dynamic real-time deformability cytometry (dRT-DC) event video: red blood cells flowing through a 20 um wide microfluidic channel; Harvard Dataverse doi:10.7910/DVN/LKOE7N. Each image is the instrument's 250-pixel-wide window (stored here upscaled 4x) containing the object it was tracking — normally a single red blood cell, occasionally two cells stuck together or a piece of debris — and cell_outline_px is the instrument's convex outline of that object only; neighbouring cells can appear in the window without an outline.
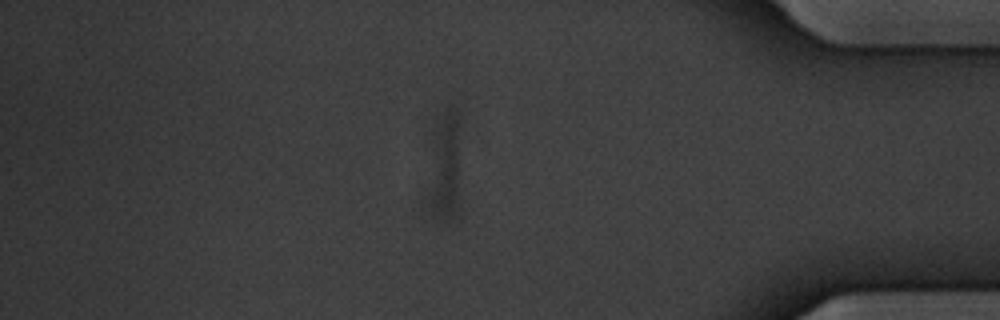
{"species": "common noctule bat (a hibernating species)", "species_latin": "Nyctalus noctula", "temperature_condition": "warm", "stored_images_in_passage": 54, "segment_of_instrument_passage": [3, 3], "camera_frame_rate_fps": 3000, "um_per_image_px": 0.085, "animal": {"sex": "male", "body_mass_g": 20.1, "forearm_length_mm": 53.5}, "frame": {"image": 1, "passage_image": 46, "time_ms": 15.0, "image_size_px": [1000, 320], "cell_outline_px": [[460, 216], [436, 216], [424, 208], [432, 132], [436, 124], [448, 104], [452, 104], [460, 108]], "centroid_in_image_um": [37.81, 14.09], "position_along_channel_um": 397.4, "area_um2": 23.29}}